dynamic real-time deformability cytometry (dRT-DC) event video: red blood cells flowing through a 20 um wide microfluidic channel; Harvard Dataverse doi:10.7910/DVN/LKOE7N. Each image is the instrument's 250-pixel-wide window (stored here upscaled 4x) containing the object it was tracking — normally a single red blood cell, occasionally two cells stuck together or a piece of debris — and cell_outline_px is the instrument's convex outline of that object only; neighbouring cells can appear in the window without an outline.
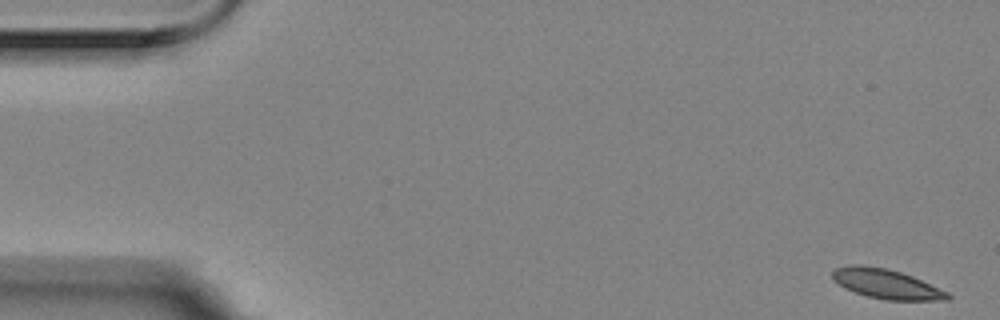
{"species": "Egyptian fruit bat (a non-hibernating species)", "species_latin": "Rousettus aegyptiacus", "temperature_condition": "room temperature", "stored_images_in_passage": 5, "camera_frame_rate_fps": 3000, "um_per_image_px": 0.085, "animal": {"sex": "female"}, "frame": {"image": 1, "passage_image": 1, "time_ms": 0.0, "image_size_px": [1000, 320], "cell_outline_px": [[952, 296], [948, 300], [884, 300], [868, 296], [844, 288], [832, 280], [832, 272], [836, 268], [852, 264], [860, 264], [888, 268], [912, 276], [948, 292]], "centroid_in_image_um": [75.32, 24.12], "position_along_channel_um": 9.7, "area_um2": 19.88}}
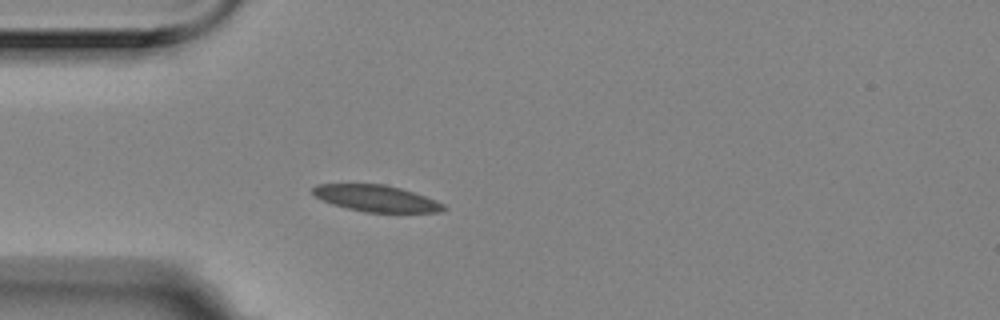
{"frame": {"image": 2, "passage_image": 5, "time_ms": 1.333, "image_size_px": [1000, 320], "cell_outline_px": [[448, 208], [440, 212], [364, 212], [332, 204], [316, 196], [312, 192], [312, 188], [316, 184], [384, 184], [400, 188], [436, 200], [444, 204]], "centroid_in_image_um": [31.99, 16.86], "position_along_channel_um": 53.0, "area_um2": 20.0}}